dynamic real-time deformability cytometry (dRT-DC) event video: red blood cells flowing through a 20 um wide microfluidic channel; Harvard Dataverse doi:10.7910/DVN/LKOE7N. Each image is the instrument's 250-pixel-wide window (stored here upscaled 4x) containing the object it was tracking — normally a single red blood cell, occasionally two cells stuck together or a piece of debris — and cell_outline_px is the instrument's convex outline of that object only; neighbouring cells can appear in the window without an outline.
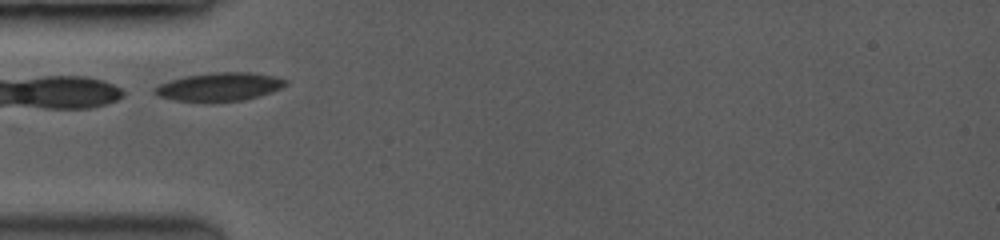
{"species": "common noctule bat (a hibernating species)", "species_latin": "Nyctalus noctula", "temperature_condition": "room temperature", "stored_images_in_passage": 3, "camera_frame_rate_fps": 3500, "um_per_image_px": 0.085, "animal": {"sex": "female", "body_mass_g": 19.0, "forearm_length_mm": 53.3}, "frame": {"image": 1, "passage_image": 2, "time_ms": 0.857, "image_size_px": [1000, 240], "cell_outline_px": [[288, 84], [280, 88], [256, 96], [240, 100], [176, 100], [160, 96], [152, 92], [152, 88], [160, 84], [184, 76], [212, 72], [248, 72], [272, 76], [288, 80]], "centroid_in_image_um": [18.62, 7.34], "position_along_channel_um": 66.4, "area_um2": 20.87}}